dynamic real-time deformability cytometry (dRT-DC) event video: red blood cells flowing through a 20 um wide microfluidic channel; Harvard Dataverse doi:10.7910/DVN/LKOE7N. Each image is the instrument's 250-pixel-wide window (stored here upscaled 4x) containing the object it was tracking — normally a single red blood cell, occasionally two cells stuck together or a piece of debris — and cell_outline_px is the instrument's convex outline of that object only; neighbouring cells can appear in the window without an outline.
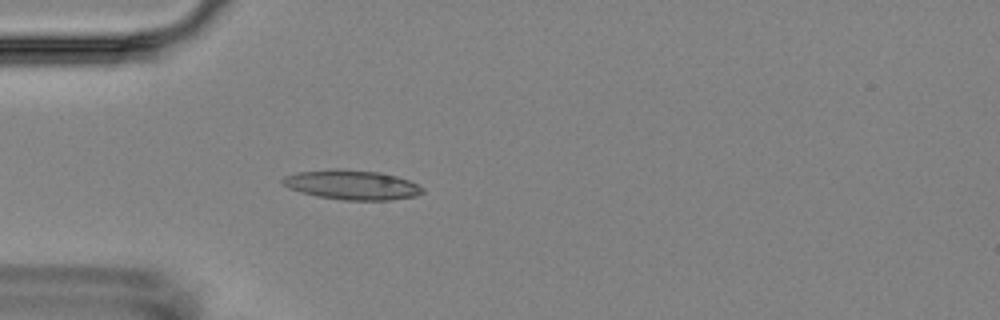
{"species": "Egyptian fruit bat (a non-hibernating species)", "species_latin": "Rousettus aegyptiacus", "temperature_condition": "room temperature", "stored_images_in_passage": 4, "camera_frame_rate_fps": 3000, "um_per_image_px": 0.085, "animal": {"sex": "female"}, "frame": {"image": 1, "passage_image": 4, "time_ms": 4.333, "image_size_px": [1000, 320], "cell_outline_px": [[424, 192], [416, 196], [392, 200], [344, 200], [316, 196], [300, 192], [288, 188], [280, 184], [280, 180], [284, 176], [296, 172], [332, 168], [336, 168], [380, 172], [396, 176], [408, 180], [424, 188]], "centroid_in_image_um": [29.86, 15.7], "position_along_channel_um": 55.1, "area_um2": 24.45}}